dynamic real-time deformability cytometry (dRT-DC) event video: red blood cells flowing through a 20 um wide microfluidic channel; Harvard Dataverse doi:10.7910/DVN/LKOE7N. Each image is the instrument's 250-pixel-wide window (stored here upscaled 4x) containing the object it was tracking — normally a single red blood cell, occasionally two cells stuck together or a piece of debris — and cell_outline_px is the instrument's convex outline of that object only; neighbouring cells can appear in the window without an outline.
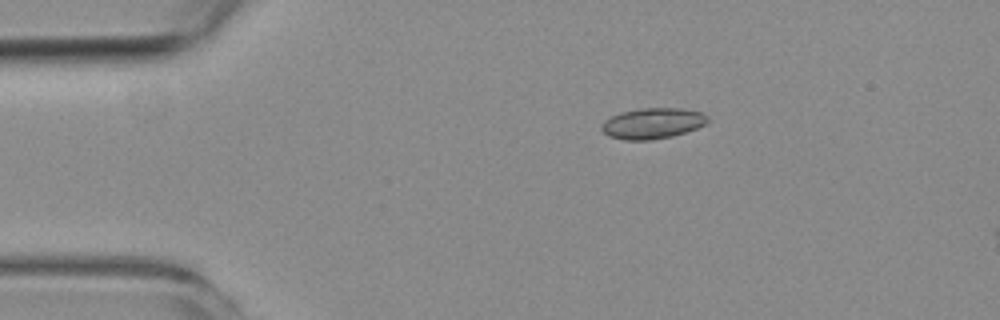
{"species": "common noctule bat (a hibernating species)", "species_latin": "Nyctalus noctula", "temperature_condition": "room temperature", "stored_images_in_passage": 5, "camera_frame_rate_fps": 3000, "um_per_image_px": 0.085, "animal": {"sex": "female", "body_mass_g": 19.3, "forearm_length_mm": 54.1}, "frame": {"image": 1, "passage_image": 3, "time_ms": 3.0, "image_size_px": [1000, 320], "cell_outline_px": [[708, 120], [704, 124], [696, 128], [672, 136], [652, 140], [624, 140], [608, 136], [600, 128], [604, 120], [620, 112], [640, 108], [684, 108], [704, 112], [708, 116]], "centroid_in_image_um": [55.46, 10.47], "position_along_channel_um": 29.5, "area_um2": 19.13}}